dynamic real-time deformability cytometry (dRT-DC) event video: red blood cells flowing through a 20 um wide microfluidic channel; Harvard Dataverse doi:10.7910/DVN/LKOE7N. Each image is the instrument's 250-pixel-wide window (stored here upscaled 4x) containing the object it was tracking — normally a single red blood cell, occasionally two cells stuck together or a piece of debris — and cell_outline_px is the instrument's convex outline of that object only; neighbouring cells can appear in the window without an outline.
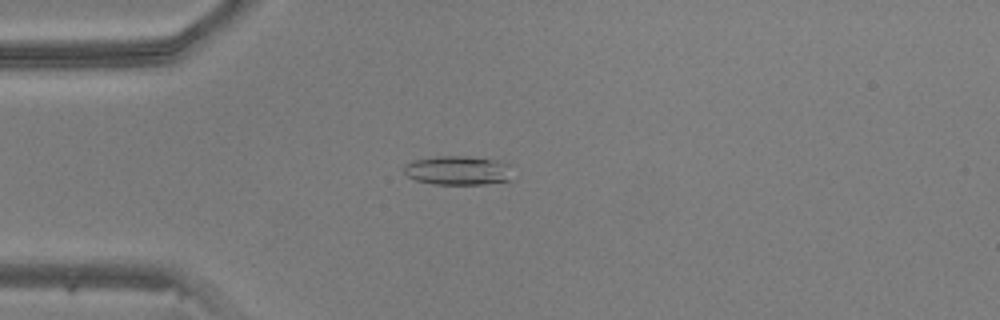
{"species": "common noctule bat (a hibernating species)", "species_latin": "Nyctalus noctula", "temperature_condition": "warm", "stored_images_in_passage": 48, "camera_frame_rate_fps": 3000, "um_per_image_px": 0.085, "animal": {"sex": "male", "body_mass_g": 20.5, "forearm_length_mm": 52.5}, "frame": {"image": 1, "passage_image": 12, "time_ms": 3.667, "image_size_px": [1000, 320], "cell_outline_px": [[512, 180], [484, 184], [432, 184], [416, 180], [408, 176], [404, 172], [404, 164], [412, 160], [436, 156], [468, 156], [492, 160], [512, 164]], "centroid_in_image_um": [38.95, 14.48], "position_along_channel_um": 46.1, "area_um2": 18.67}}
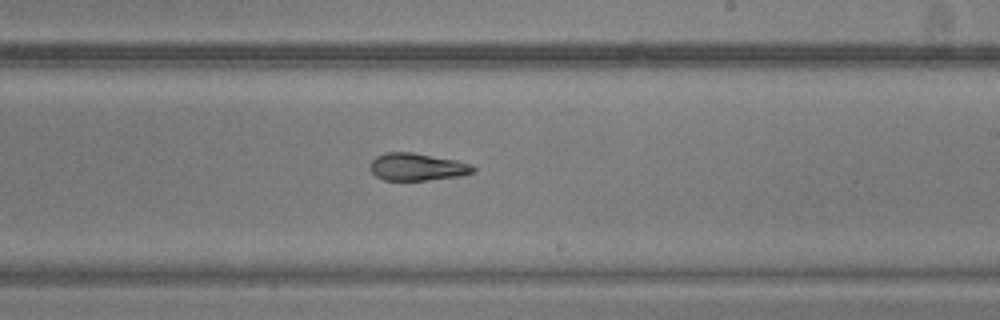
{"frame": {"image": 2, "passage_image": 28, "time_ms": 9.0, "image_size_px": [1000, 320], "cell_outline_px": [[476, 168], [472, 172], [460, 176], [428, 180], [384, 180], [376, 176], [368, 168], [368, 164], [376, 156], [384, 152], [412, 152], [456, 160], [472, 164]], "centroid_in_image_um": [35.41, 14.18], "position_along_channel_um": 253.6, "area_um2": 16.59}}
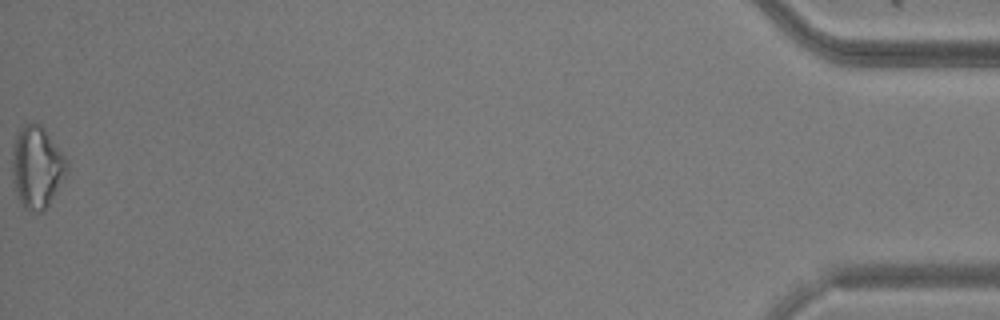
{"frame": {"image": 3, "passage_image": 48, "time_ms": 15.667, "image_size_px": [1000, 320], "cell_outline_px": [[68, 172], [44, 212], [28, 212], [24, 208], [16, 192], [12, 180], [12, 144], [20, 128], [24, 124], [40, 124], [44, 128], [68, 160]], "centroid_in_image_um": [3.13, 14.23], "position_along_channel_um": 432.1, "area_um2": 26.36}}